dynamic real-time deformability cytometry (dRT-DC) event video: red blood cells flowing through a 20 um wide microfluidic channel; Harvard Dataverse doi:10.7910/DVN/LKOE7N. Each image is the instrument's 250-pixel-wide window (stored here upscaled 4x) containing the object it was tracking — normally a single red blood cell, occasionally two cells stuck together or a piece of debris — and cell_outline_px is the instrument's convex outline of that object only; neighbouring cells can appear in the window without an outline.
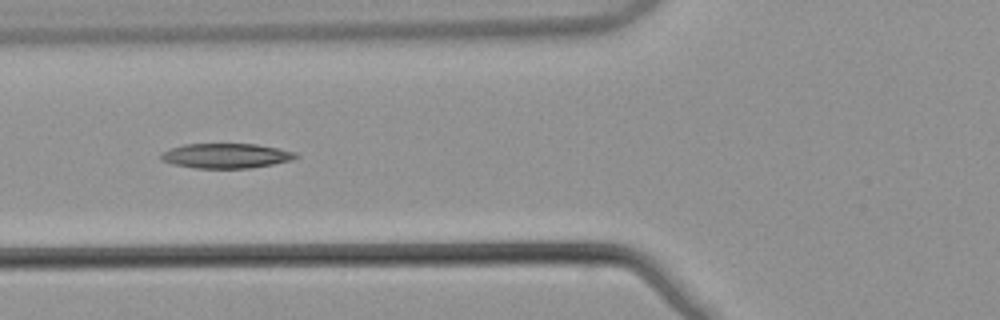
{"species": "common noctule bat (a hibernating species)", "species_latin": "Nyctalus noctula", "temperature_condition": "warm", "stored_images_in_passage": 8, "camera_frame_rate_fps": 3000, "um_per_image_px": 0.085, "animal": {"sex": "male", "body_mass_g": 21.5, "forearm_length_mm": 52.0}, "frame": {"image": 1, "passage_image": 6, "time_ms": 1.667, "image_size_px": [1000, 320], "cell_outline_px": [[300, 156], [292, 160], [272, 164], [248, 168], [196, 168], [172, 164], [160, 160], [160, 156], [164, 152], [172, 148], [184, 144], [256, 144], [296, 152]], "centroid_in_image_um": [19.22, 13.24], "position_along_channel_um": 106.6, "area_um2": 19.36}}
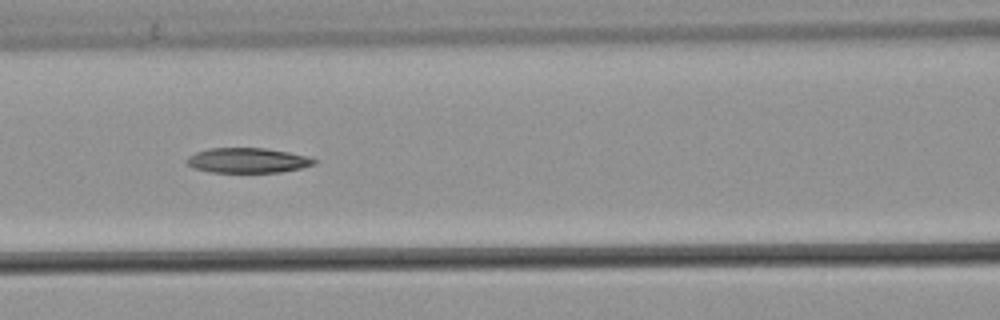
{"frame": {"image": 2, "passage_image": 7, "time_ms": 2.0, "image_size_px": [1000, 320], "cell_outline_px": [[316, 164], [300, 168], [280, 172], [212, 172], [192, 168], [184, 160], [188, 156], [196, 152], [208, 148], [264, 148], [288, 152], [308, 156], [316, 160]], "centroid_in_image_um": [21.02, 13.63], "position_along_channel_um": 145.6, "area_um2": 18.55}}